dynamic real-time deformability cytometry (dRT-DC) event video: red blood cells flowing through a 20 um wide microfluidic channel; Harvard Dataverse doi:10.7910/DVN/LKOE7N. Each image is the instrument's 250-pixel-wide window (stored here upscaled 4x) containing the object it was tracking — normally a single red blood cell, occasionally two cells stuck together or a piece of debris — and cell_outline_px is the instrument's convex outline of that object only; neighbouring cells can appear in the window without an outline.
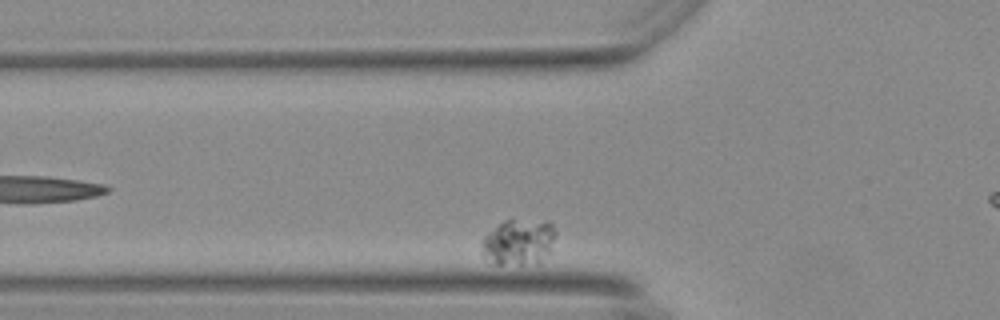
{"species": "Egyptian fruit bat (a non-hibernating species)", "species_latin": "Rousettus aegyptiacus", "temperature_condition": "warm", "stored_images_in_passage": 38, "camera_frame_rate_fps": 3000, "um_per_image_px": 0.085, "animal": {"sex": "female"}, "frame": {"image": 1, "passage_image": 7, "time_ms": 2.0, "image_size_px": [1000, 320], "cell_outline_px": [[556, 232], [548, 252], [540, 264], [496, 264], [484, 256], [480, 252], [484, 236], [504, 220], [548, 220], [552, 224]], "centroid_in_image_um": [44.09, 20.57], "position_along_channel_um": 81.7, "area_um2": 19.77}}
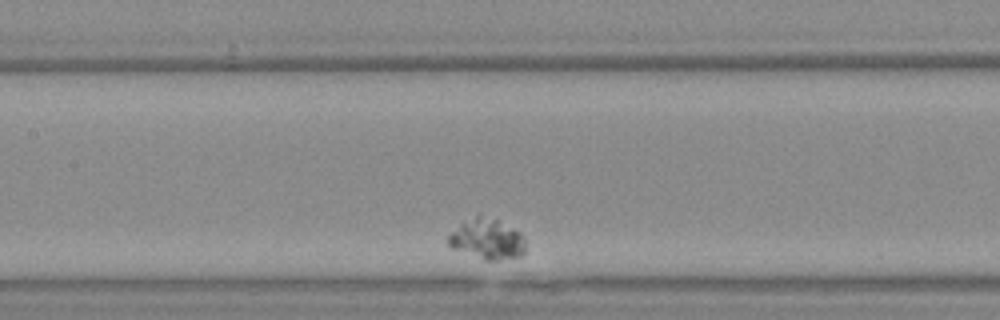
{"frame": {"image": 2, "passage_image": 16, "time_ms": 5.0, "image_size_px": [1000, 320], "cell_outline_px": [[524, 252], [520, 256], [500, 260], [484, 260], [452, 248], [448, 244], [448, 236], [460, 224], [480, 212], [520, 232], [524, 236]], "centroid_in_image_um": [41.39, 20.31], "position_along_channel_um": 166.0, "area_um2": 18.15}}
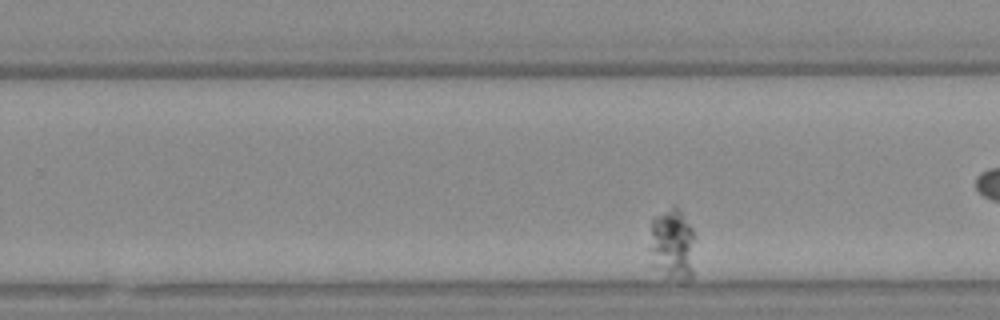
{"frame": {"image": 3, "passage_image": 27, "time_ms": 8.667, "image_size_px": [1000, 320], "cell_outline_px": [[696, 236], [692, 276], [684, 284], [652, 268], [648, 264], [648, 248], [652, 220], [656, 216], [672, 208], [676, 208], [680, 212], [692, 228]], "centroid_in_image_um": [57.13, 20.89], "position_along_channel_um": 272.7, "area_um2": 19.65}}